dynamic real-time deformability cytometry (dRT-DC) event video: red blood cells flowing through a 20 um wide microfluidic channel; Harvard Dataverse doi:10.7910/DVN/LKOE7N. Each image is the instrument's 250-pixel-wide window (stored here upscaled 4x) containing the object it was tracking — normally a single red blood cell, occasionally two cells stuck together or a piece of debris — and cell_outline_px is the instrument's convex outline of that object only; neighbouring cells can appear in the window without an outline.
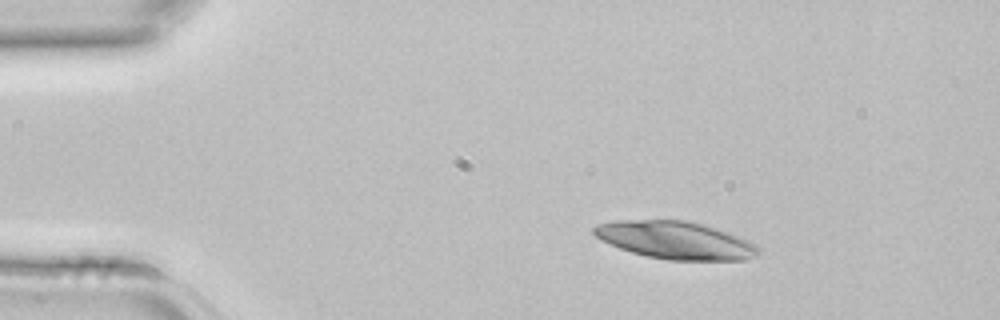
{"species": "common noctule bat (a hibernating species)", "species_latin": "Nyctalus noctula", "temperature_condition": "room temperature", "stored_images_in_passage": 2, "camera_frame_rate_fps": 3000, "um_per_image_px": 0.085, "animal": {"sex": "female", "body_mass_g": 22.7, "forearm_length_mm": 54.2}, "frame": {"image": 1, "passage_image": 1, "time_ms": 0.0, "image_size_px": [1000, 320], "cell_outline_px": [[760, 256], [744, 260], [668, 260], [648, 256], [632, 252], [620, 248], [600, 240], [592, 232], [592, 228], [596, 224], [616, 220], [684, 220], [700, 224], [748, 240], [756, 244], [760, 248]], "centroid_in_image_um": [57.4, 20.43], "position_along_channel_um": 27.6, "area_um2": 35.89}}